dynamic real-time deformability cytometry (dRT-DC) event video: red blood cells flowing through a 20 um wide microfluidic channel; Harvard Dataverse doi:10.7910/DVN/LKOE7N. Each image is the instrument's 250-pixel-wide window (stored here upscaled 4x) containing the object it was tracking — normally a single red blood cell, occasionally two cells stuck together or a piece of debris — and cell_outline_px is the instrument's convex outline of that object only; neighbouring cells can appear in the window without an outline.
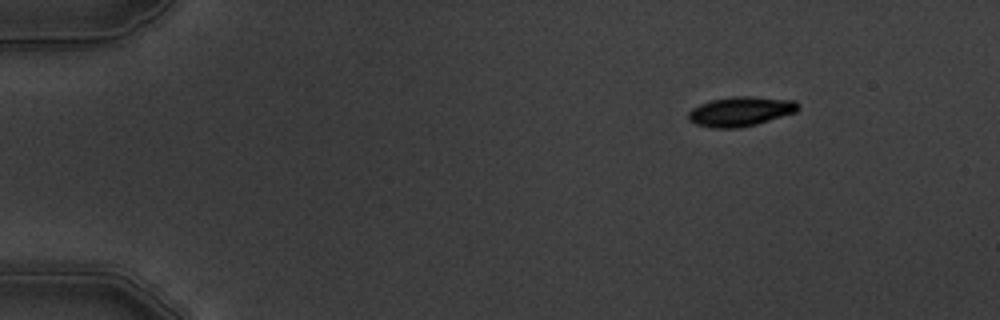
{"species": "common noctule bat (a hibernating species)", "species_latin": "Nyctalus noctula", "temperature_condition": "warm", "stored_images_in_passage": 6, "camera_frame_rate_fps": 3000, "um_per_image_px": 0.085, "animal": {"sex": "male", "body_mass_g": 19.5, "forearm_length_mm": 54.6}, "frame": {"image": 1, "passage_image": 1, "time_ms": 0.0, "image_size_px": [1000, 320], "cell_outline_px": [[800, 108], [796, 112], [756, 124], [736, 128], [712, 128], [696, 124], [688, 120], [688, 112], [692, 108], [700, 104], [712, 100], [732, 96], [752, 96], [796, 100]], "centroid_in_image_um": [62.95, 9.46], "position_along_channel_um": 22.1, "area_um2": 18.96}}
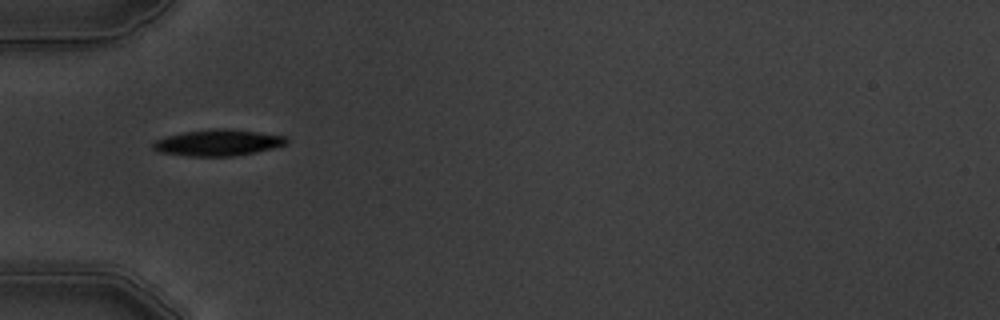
{"frame": {"image": 2, "passage_image": 4, "time_ms": 3.667, "image_size_px": [1000, 320], "cell_outline_px": [[288, 144], [272, 148], [232, 156], [188, 156], [160, 152], [152, 148], [152, 144], [156, 140], [168, 136], [184, 132], [212, 128], [228, 128], [288, 136]], "centroid_in_image_um": [18.55, 12.11], "position_along_channel_um": 66.4, "area_um2": 20.35}}